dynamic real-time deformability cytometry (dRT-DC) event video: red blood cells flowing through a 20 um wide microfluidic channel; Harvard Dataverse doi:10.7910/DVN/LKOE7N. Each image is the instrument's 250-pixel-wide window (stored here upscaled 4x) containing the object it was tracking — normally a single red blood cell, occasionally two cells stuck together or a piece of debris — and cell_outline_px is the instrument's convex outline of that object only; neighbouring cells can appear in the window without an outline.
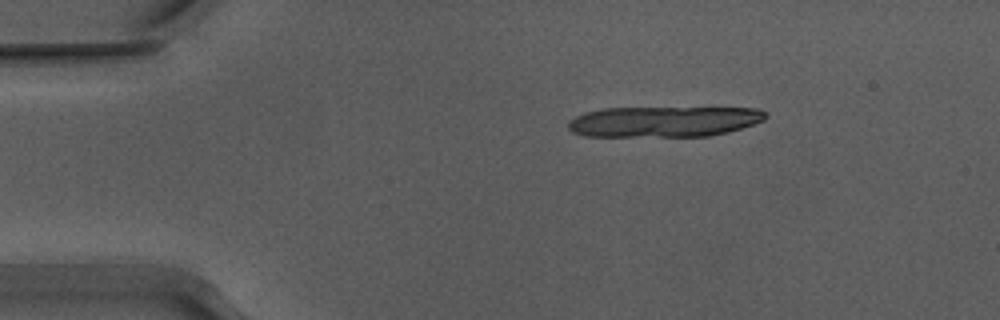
{"species": "Egyptian fruit bat (a non-hibernating species)", "species_latin": "Rousettus aegyptiacus", "temperature_condition": "warm", "stored_images_in_passage": 11, "camera_frame_rate_fps": 3000, "um_per_image_px": 0.085, "animal": {"sex": "male"}, "frame": {"image": 1, "passage_image": 1, "time_ms": 0.0, "image_size_px": [1000, 320], "cell_outline_px": [[768, 116], [764, 120], [728, 132], [708, 136], [584, 136], [572, 132], [568, 128], [568, 120], [576, 116], [588, 112], [604, 108], [760, 108]], "centroid_in_image_um": [56.42, 10.33], "position_along_channel_um": 28.6, "area_um2": 35.14}}